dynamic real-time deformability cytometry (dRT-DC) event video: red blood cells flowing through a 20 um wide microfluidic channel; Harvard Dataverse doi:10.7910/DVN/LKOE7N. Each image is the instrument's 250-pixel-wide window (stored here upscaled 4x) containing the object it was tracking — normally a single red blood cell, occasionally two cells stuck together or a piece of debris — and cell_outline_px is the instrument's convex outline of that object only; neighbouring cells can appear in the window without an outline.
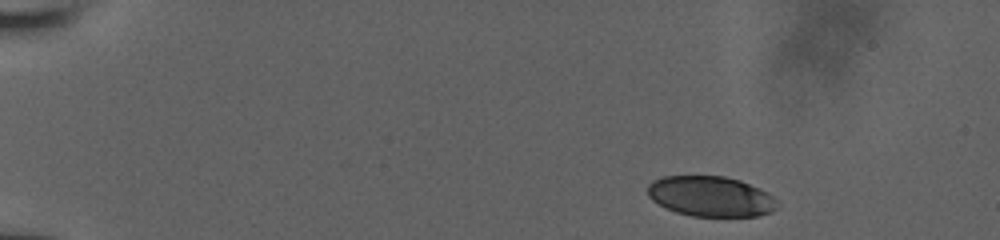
{"species": "human", "species_latin": "Homo sapiens", "temperature_condition": "room temperature", "stored_images_in_passage": 5, "camera_frame_rate_fps": 3000, "um_per_image_px": 0.085, "donor": {"sex": "male"}, "frame": {"image": 1, "passage_image": 1, "time_ms": 0.0, "image_size_px": [1000, 240], "cell_outline_px": [[780, 204], [772, 212], [756, 216], [692, 216], [676, 212], [652, 200], [648, 196], [648, 184], [652, 180], [664, 176], [724, 176], [740, 180], [760, 188], [768, 192]], "centroid_in_image_um": [60.43, 16.69], "position_along_channel_um": 24.6, "area_um2": 30.52}}
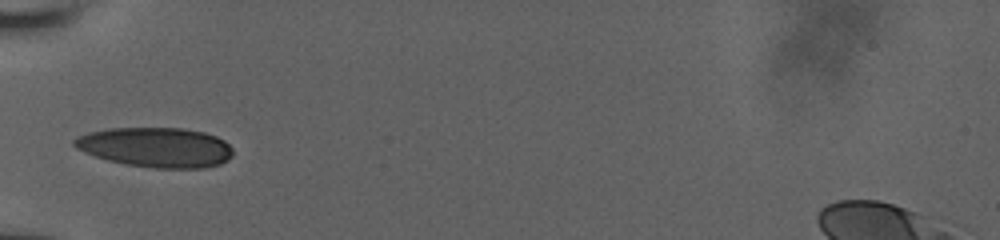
{"frame": {"image": 2, "passage_image": 5, "time_ms": 4.333, "image_size_px": [1000, 240], "cell_outline_px": [[232, 156], [228, 160], [220, 164], [204, 168], [156, 168], [128, 164], [108, 160], [84, 152], [76, 148], [72, 144], [72, 140], [76, 136], [88, 132], [108, 128], [184, 128], [204, 132], [216, 136], [224, 140], [232, 148]], "centroid_in_image_um": [13.24, 12.51], "position_along_channel_um": 71.8, "area_um2": 36.93}}